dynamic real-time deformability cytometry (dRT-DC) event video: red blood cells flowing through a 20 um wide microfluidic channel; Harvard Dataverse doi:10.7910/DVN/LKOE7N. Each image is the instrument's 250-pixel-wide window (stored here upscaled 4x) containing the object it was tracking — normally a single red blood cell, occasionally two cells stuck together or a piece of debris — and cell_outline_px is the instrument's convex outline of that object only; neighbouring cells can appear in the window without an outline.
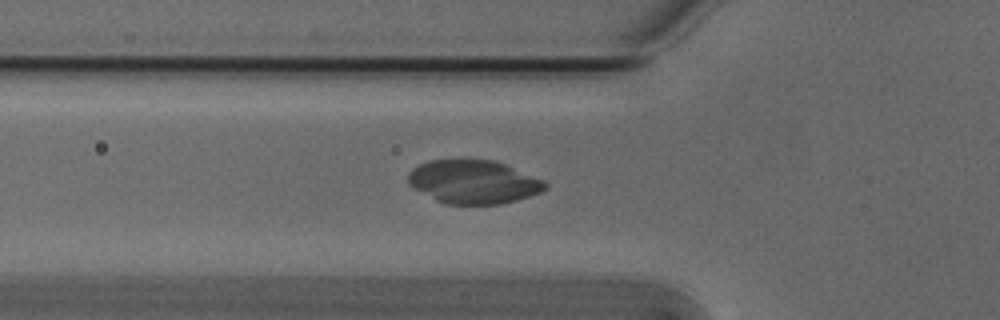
{"species": "Egyptian fruit bat (a non-hibernating species)", "species_latin": "Rousettus aegyptiacus", "temperature_condition": "cold", "stored_images_in_passage": 41, "camera_frame_rate_fps": 3000, "um_per_image_px": 0.085, "animal": {"sex": "male"}, "frame": {"image": 1, "passage_image": 6, "time_ms": 1.667, "image_size_px": [1000, 320], "cell_outline_px": [[548, 188], [540, 192], [516, 200], [500, 204], [444, 204], [436, 200], [408, 184], [408, 172], [412, 168], [420, 164], [432, 160], [492, 160], [504, 164], [544, 180], [548, 184]], "centroid_in_image_um": [40.24, 15.46], "position_along_channel_um": 85.6, "area_um2": 34.45}}
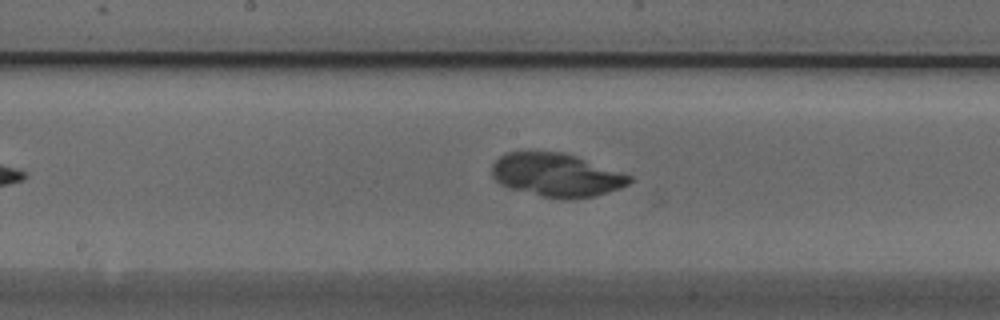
{"frame": {"image": 2, "passage_image": 15, "time_ms": 4.667, "image_size_px": [1000, 320], "cell_outline_px": [[632, 180], [628, 184], [620, 188], [608, 192], [592, 196], [572, 200], [564, 200], [544, 196], [512, 188], [500, 184], [492, 176], [492, 164], [500, 156], [508, 152], [564, 152], [576, 156], [632, 176]], "centroid_in_image_um": [47.3, 14.88], "position_along_channel_um": 200.9, "area_um2": 34.45}}
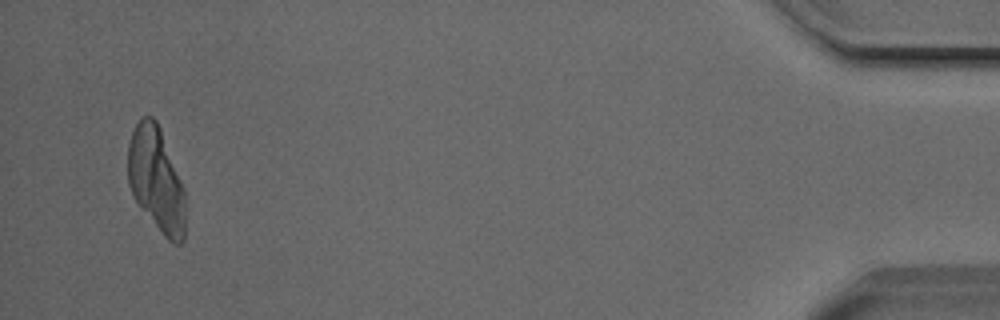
{"frame": {"image": 3, "passage_image": 39, "time_ms": 12.667, "image_size_px": [1000, 320], "cell_outline_px": [[184, 240], [180, 244], [172, 244], [164, 236], [136, 200], [128, 184], [128, 144], [132, 132], [140, 116], [152, 116], [156, 120], [160, 128], [184, 188]], "centroid_in_image_um": [13.27, 15.24], "position_along_channel_um": 421.9, "area_um2": 34.56}}